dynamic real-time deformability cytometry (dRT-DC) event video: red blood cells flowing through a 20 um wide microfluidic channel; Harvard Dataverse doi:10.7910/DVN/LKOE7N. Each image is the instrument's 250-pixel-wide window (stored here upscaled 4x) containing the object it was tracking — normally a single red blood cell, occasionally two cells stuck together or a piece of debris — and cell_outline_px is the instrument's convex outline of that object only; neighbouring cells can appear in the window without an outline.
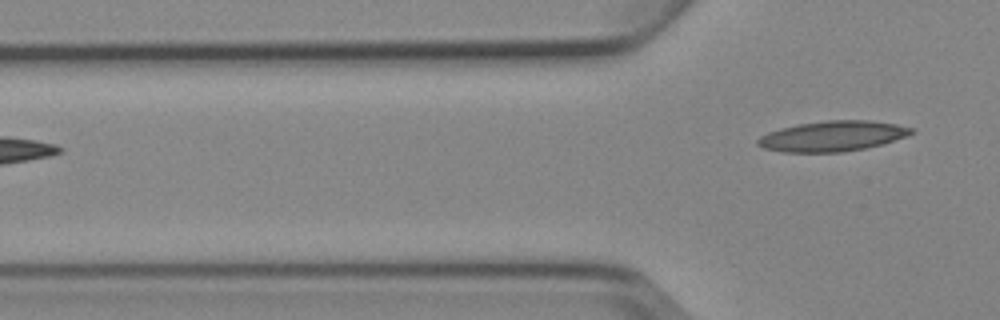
{"species": "Egyptian fruit bat (a non-hibernating species)", "species_latin": "Rousettus aegyptiacus", "temperature_condition": "cold", "stored_images_in_passage": 5, "camera_frame_rate_fps": 3000, "um_per_image_px": 0.085, "animal": {"sex": "female"}, "frame": {"image": 1, "passage_image": 5, "time_ms": 5.333, "image_size_px": [1000, 320], "cell_outline_px": [[916, 132], [908, 136], [880, 144], [864, 148], [844, 152], [784, 152], [764, 148], [756, 144], [756, 140], [760, 136], [768, 132], [780, 128], [800, 124], [828, 120], [872, 120], [896, 124], [916, 128]], "centroid_in_image_um": [70.79, 11.56], "position_along_channel_um": 55.0, "area_um2": 27.22}}